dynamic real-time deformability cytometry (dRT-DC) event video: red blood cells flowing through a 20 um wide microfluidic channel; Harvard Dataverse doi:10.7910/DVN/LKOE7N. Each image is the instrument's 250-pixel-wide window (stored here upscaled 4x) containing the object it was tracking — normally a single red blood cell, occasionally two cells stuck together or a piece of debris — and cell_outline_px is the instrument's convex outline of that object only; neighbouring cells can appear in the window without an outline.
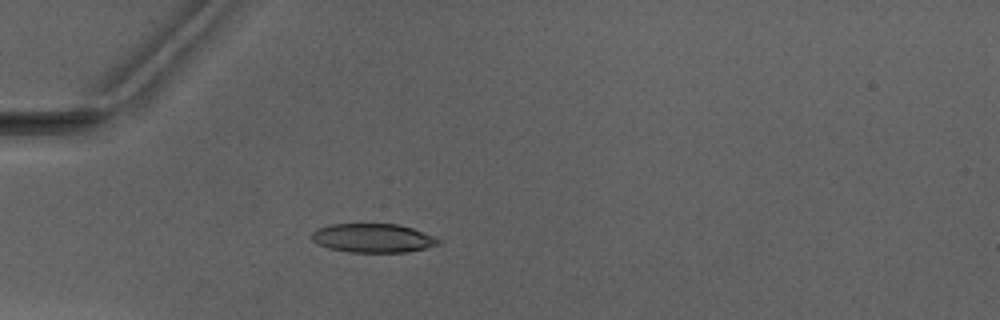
{"species": "Egyptian fruit bat (a non-hibernating species)", "species_latin": "Rousettus aegyptiacus", "temperature_condition": "warm", "stored_images_in_passage": 3, "camera_frame_rate_fps": 3000, "um_per_image_px": 0.085, "animal": {"sex": "male"}, "frame": {"image": 1, "passage_image": 3, "time_ms": 2.333, "image_size_px": [1000, 320], "cell_outline_px": [[440, 244], [424, 248], [404, 252], [348, 252], [328, 248], [312, 240], [312, 232], [316, 228], [332, 224], [400, 224], [412, 228], [432, 236], [440, 240]], "centroid_in_image_um": [31.67, 20.23], "position_along_channel_um": 53.3, "area_um2": 21.15}}